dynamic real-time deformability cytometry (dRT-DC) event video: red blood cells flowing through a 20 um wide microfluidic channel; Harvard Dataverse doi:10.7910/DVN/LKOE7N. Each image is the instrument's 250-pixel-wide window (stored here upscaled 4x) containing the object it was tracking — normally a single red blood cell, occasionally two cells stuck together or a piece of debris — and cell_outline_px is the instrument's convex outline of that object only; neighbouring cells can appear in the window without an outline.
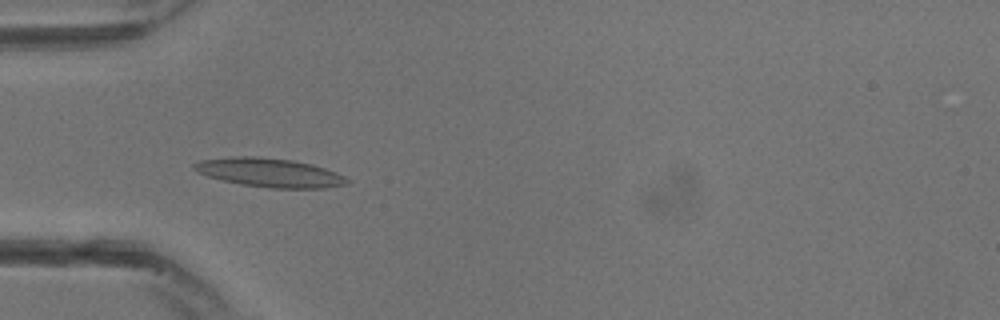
{"species": "common noctule bat (a hibernating species)", "species_latin": "Nyctalus noctula", "temperature_condition": "warm", "stored_images_in_passage": 17, "camera_frame_rate_fps": 3000, "um_per_image_px": 0.085, "animal": {"sex": "male", "body_mass_g": 13.3}, "frame": {"image": 1, "passage_image": 10, "time_ms": 3.0, "image_size_px": [1000, 320], "cell_outline_px": [[352, 180], [348, 184], [324, 188], [268, 188], [240, 184], [208, 176], [196, 172], [192, 168], [192, 164], [200, 160], [232, 156], [256, 156], [292, 160], [312, 164], [336, 172]], "centroid_in_image_um": [22.91, 14.67], "position_along_channel_um": 62.1, "area_um2": 25.89}}
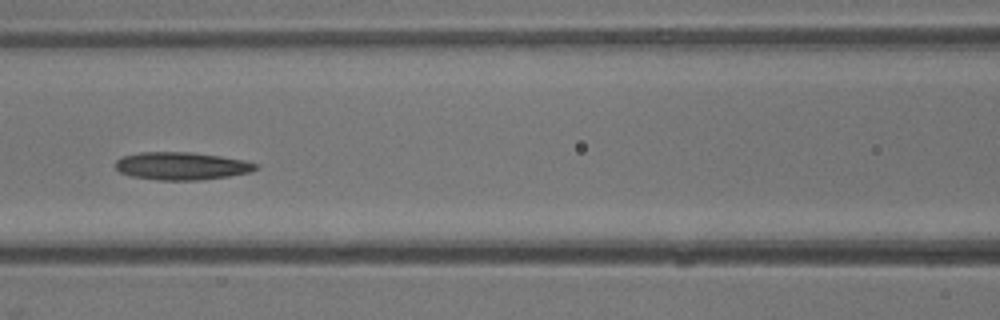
{"frame": {"image": 2, "passage_image": 14, "time_ms": 4.333, "image_size_px": [1000, 320], "cell_outline_px": [[256, 168], [252, 172], [228, 176], [200, 180], [156, 180], [132, 176], [120, 172], [116, 168], [116, 160], [120, 156], [140, 152], [192, 152], [220, 156], [244, 160], [256, 164]], "centroid_in_image_um": [15.4, 14.1], "position_along_channel_um": 151.2, "area_um2": 22.66}}
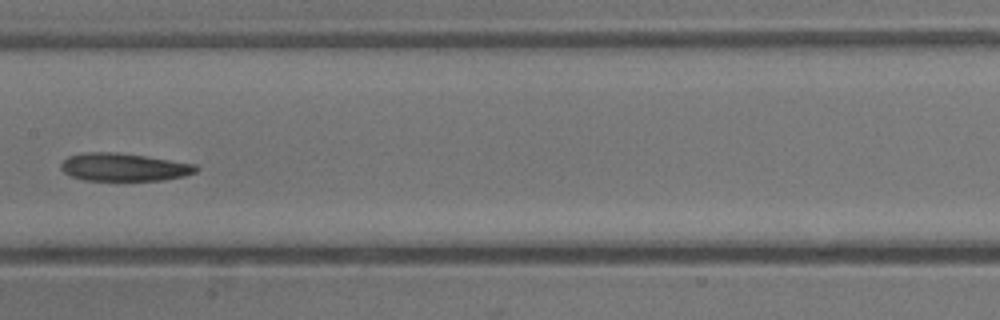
{"frame": {"image": 3, "passage_image": 16, "time_ms": 5.0, "image_size_px": [1000, 320], "cell_outline_px": [[200, 168], [196, 172], [184, 176], [164, 180], [84, 180], [72, 176], [64, 172], [60, 168], [60, 164], [68, 156], [84, 152], [116, 152], [144, 156], [196, 164]], "centroid_in_image_um": [10.53, 14.2], "position_along_channel_um": 196.9, "area_um2": 21.91}}